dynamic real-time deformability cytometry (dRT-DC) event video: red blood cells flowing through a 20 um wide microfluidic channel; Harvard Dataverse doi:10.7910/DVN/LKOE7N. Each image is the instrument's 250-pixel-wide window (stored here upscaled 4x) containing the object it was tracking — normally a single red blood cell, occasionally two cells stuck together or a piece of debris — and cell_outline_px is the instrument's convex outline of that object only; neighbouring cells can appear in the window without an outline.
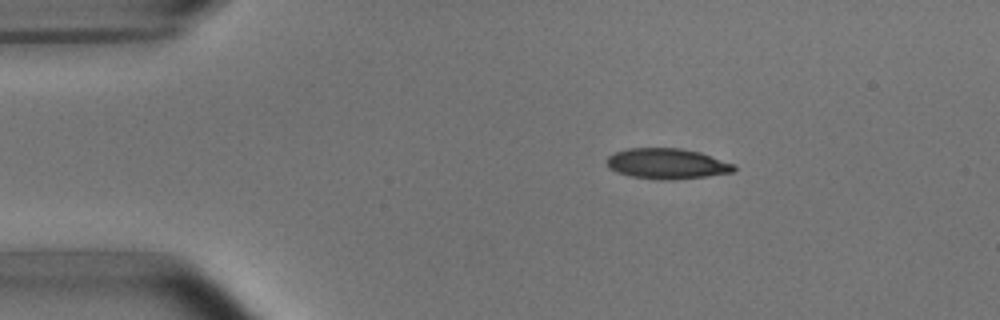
{"species": "common noctule bat (a hibernating species)", "species_latin": "Nyctalus noctula", "temperature_condition": "room temperature", "stored_images_in_passage": 8, "camera_frame_rate_fps": 3000, "um_per_image_px": 0.085, "animal": {"sex": "male", "body_mass_g": 15.6}, "frame": {"image": 1, "passage_image": 2, "time_ms": 1.0, "image_size_px": [1000, 320], "cell_outline_px": [[736, 168], [732, 172], [708, 176], [672, 180], [656, 180], [632, 176], [616, 172], [608, 168], [604, 160], [608, 156], [616, 152], [628, 148], [680, 148], [700, 152], [736, 164]], "centroid_in_image_um": [56.68, 13.92], "position_along_channel_um": 28.3, "area_um2": 22.89}}
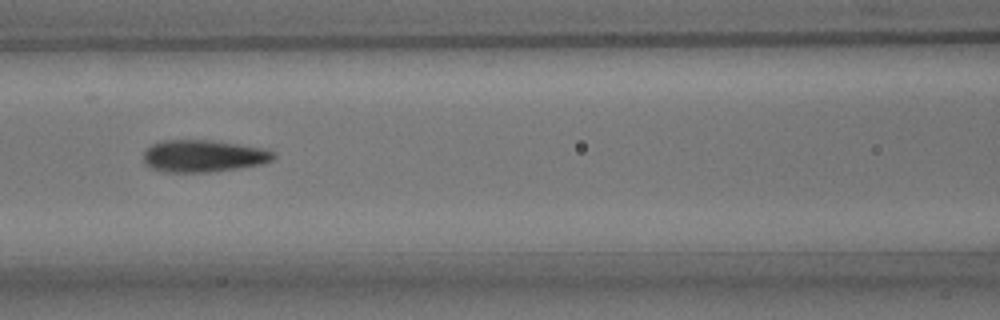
{"frame": {"image": 2, "passage_image": 6, "time_ms": 5.667, "image_size_px": [1000, 320], "cell_outline_px": [[276, 156], [272, 160], [260, 164], [236, 168], [208, 172], [168, 172], [152, 168], [144, 160], [144, 152], [152, 144], [168, 140], [204, 140], [264, 148], [276, 152]], "centroid_in_image_um": [17.31, 13.26], "position_along_channel_um": 149.3, "area_um2": 23.81}}
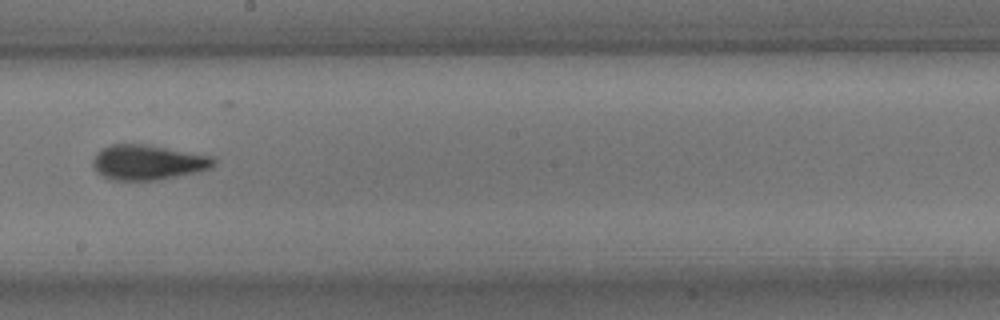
{"frame": {"image": 3, "passage_image": 8, "time_ms": 8.0, "image_size_px": [1000, 320], "cell_outline_px": [[216, 164], [212, 168], [196, 172], [156, 180], [116, 180], [104, 176], [96, 172], [92, 164], [92, 160], [104, 148], [112, 144], [144, 144], [212, 156], [216, 160]], "centroid_in_image_um": [12.6, 13.8], "position_along_channel_um": 235.6, "area_um2": 24.33}}